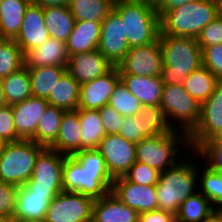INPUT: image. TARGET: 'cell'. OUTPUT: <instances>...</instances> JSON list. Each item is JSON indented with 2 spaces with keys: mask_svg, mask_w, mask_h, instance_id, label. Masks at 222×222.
Listing matches in <instances>:
<instances>
[{
  "mask_svg": "<svg viewBox=\"0 0 222 222\" xmlns=\"http://www.w3.org/2000/svg\"><path fill=\"white\" fill-rule=\"evenodd\" d=\"M63 191L78 192L99 199L111 192L113 178L97 149L66 156L63 163Z\"/></svg>",
  "mask_w": 222,
  "mask_h": 222,
  "instance_id": "cell-1",
  "label": "cell"
},
{
  "mask_svg": "<svg viewBox=\"0 0 222 222\" xmlns=\"http://www.w3.org/2000/svg\"><path fill=\"white\" fill-rule=\"evenodd\" d=\"M163 68L164 85L183 84L193 71L202 66V49L197 38L159 35Z\"/></svg>",
  "mask_w": 222,
  "mask_h": 222,
  "instance_id": "cell-2",
  "label": "cell"
},
{
  "mask_svg": "<svg viewBox=\"0 0 222 222\" xmlns=\"http://www.w3.org/2000/svg\"><path fill=\"white\" fill-rule=\"evenodd\" d=\"M157 13L160 17L159 35L194 38L219 16L217 0H193L170 11Z\"/></svg>",
  "mask_w": 222,
  "mask_h": 222,
  "instance_id": "cell-3",
  "label": "cell"
},
{
  "mask_svg": "<svg viewBox=\"0 0 222 222\" xmlns=\"http://www.w3.org/2000/svg\"><path fill=\"white\" fill-rule=\"evenodd\" d=\"M184 159L160 172L157 192L158 210L177 214L180 205L198 191L199 166L192 159ZM197 188V189H196Z\"/></svg>",
  "mask_w": 222,
  "mask_h": 222,
  "instance_id": "cell-4",
  "label": "cell"
},
{
  "mask_svg": "<svg viewBox=\"0 0 222 222\" xmlns=\"http://www.w3.org/2000/svg\"><path fill=\"white\" fill-rule=\"evenodd\" d=\"M113 9L121 17L130 47L147 45L158 38L160 17L155 6L145 1L115 0Z\"/></svg>",
  "mask_w": 222,
  "mask_h": 222,
  "instance_id": "cell-5",
  "label": "cell"
},
{
  "mask_svg": "<svg viewBox=\"0 0 222 222\" xmlns=\"http://www.w3.org/2000/svg\"><path fill=\"white\" fill-rule=\"evenodd\" d=\"M181 144L184 149L190 147L188 135L178 130L144 138L136 143V161L163 172L178 163L177 161H179L181 155L180 150L182 149Z\"/></svg>",
  "mask_w": 222,
  "mask_h": 222,
  "instance_id": "cell-6",
  "label": "cell"
},
{
  "mask_svg": "<svg viewBox=\"0 0 222 222\" xmlns=\"http://www.w3.org/2000/svg\"><path fill=\"white\" fill-rule=\"evenodd\" d=\"M44 148L32 140L6 143L0 154V180L17 187L26 184Z\"/></svg>",
  "mask_w": 222,
  "mask_h": 222,
  "instance_id": "cell-7",
  "label": "cell"
},
{
  "mask_svg": "<svg viewBox=\"0 0 222 222\" xmlns=\"http://www.w3.org/2000/svg\"><path fill=\"white\" fill-rule=\"evenodd\" d=\"M160 106L172 130L189 135L199 122L201 105L188 94L183 84L163 85Z\"/></svg>",
  "mask_w": 222,
  "mask_h": 222,
  "instance_id": "cell-8",
  "label": "cell"
},
{
  "mask_svg": "<svg viewBox=\"0 0 222 222\" xmlns=\"http://www.w3.org/2000/svg\"><path fill=\"white\" fill-rule=\"evenodd\" d=\"M66 156L45 147L39 153L32 177L26 184L40 194H58L63 191V163Z\"/></svg>",
  "mask_w": 222,
  "mask_h": 222,
  "instance_id": "cell-9",
  "label": "cell"
},
{
  "mask_svg": "<svg viewBox=\"0 0 222 222\" xmlns=\"http://www.w3.org/2000/svg\"><path fill=\"white\" fill-rule=\"evenodd\" d=\"M219 137H222V87L218 84L201 104L199 122L188 135L189 148L197 152L204 144Z\"/></svg>",
  "mask_w": 222,
  "mask_h": 222,
  "instance_id": "cell-10",
  "label": "cell"
},
{
  "mask_svg": "<svg viewBox=\"0 0 222 222\" xmlns=\"http://www.w3.org/2000/svg\"><path fill=\"white\" fill-rule=\"evenodd\" d=\"M95 199L78 192L61 191L49 203L45 222H92Z\"/></svg>",
  "mask_w": 222,
  "mask_h": 222,
  "instance_id": "cell-11",
  "label": "cell"
},
{
  "mask_svg": "<svg viewBox=\"0 0 222 222\" xmlns=\"http://www.w3.org/2000/svg\"><path fill=\"white\" fill-rule=\"evenodd\" d=\"M117 67L119 74H133L144 77L161 76L163 59L159 36L150 44L130 47Z\"/></svg>",
  "mask_w": 222,
  "mask_h": 222,
  "instance_id": "cell-12",
  "label": "cell"
},
{
  "mask_svg": "<svg viewBox=\"0 0 222 222\" xmlns=\"http://www.w3.org/2000/svg\"><path fill=\"white\" fill-rule=\"evenodd\" d=\"M97 150L113 179L124 176L136 162V144L120 134H106Z\"/></svg>",
  "mask_w": 222,
  "mask_h": 222,
  "instance_id": "cell-13",
  "label": "cell"
},
{
  "mask_svg": "<svg viewBox=\"0 0 222 222\" xmlns=\"http://www.w3.org/2000/svg\"><path fill=\"white\" fill-rule=\"evenodd\" d=\"M101 27L98 50L113 66H117L130 48L120 15L113 9L101 22Z\"/></svg>",
  "mask_w": 222,
  "mask_h": 222,
  "instance_id": "cell-14",
  "label": "cell"
},
{
  "mask_svg": "<svg viewBox=\"0 0 222 222\" xmlns=\"http://www.w3.org/2000/svg\"><path fill=\"white\" fill-rule=\"evenodd\" d=\"M111 193L139 214L158 209L155 186L132 183L122 176L113 180Z\"/></svg>",
  "mask_w": 222,
  "mask_h": 222,
  "instance_id": "cell-15",
  "label": "cell"
},
{
  "mask_svg": "<svg viewBox=\"0 0 222 222\" xmlns=\"http://www.w3.org/2000/svg\"><path fill=\"white\" fill-rule=\"evenodd\" d=\"M119 81V69L113 66L104 75L81 84L78 109L98 110L108 104Z\"/></svg>",
  "mask_w": 222,
  "mask_h": 222,
  "instance_id": "cell-16",
  "label": "cell"
},
{
  "mask_svg": "<svg viewBox=\"0 0 222 222\" xmlns=\"http://www.w3.org/2000/svg\"><path fill=\"white\" fill-rule=\"evenodd\" d=\"M113 65L98 49L69 55L67 72L81 85L108 72Z\"/></svg>",
  "mask_w": 222,
  "mask_h": 222,
  "instance_id": "cell-17",
  "label": "cell"
},
{
  "mask_svg": "<svg viewBox=\"0 0 222 222\" xmlns=\"http://www.w3.org/2000/svg\"><path fill=\"white\" fill-rule=\"evenodd\" d=\"M48 105L46 99L34 96L11 105L16 133L20 139L30 140L35 135L39 120Z\"/></svg>",
  "mask_w": 222,
  "mask_h": 222,
  "instance_id": "cell-18",
  "label": "cell"
},
{
  "mask_svg": "<svg viewBox=\"0 0 222 222\" xmlns=\"http://www.w3.org/2000/svg\"><path fill=\"white\" fill-rule=\"evenodd\" d=\"M49 37L44 20L43 8L31 3L26 9L21 29L14 40L24 54L31 48H36L43 44Z\"/></svg>",
  "mask_w": 222,
  "mask_h": 222,
  "instance_id": "cell-19",
  "label": "cell"
},
{
  "mask_svg": "<svg viewBox=\"0 0 222 222\" xmlns=\"http://www.w3.org/2000/svg\"><path fill=\"white\" fill-rule=\"evenodd\" d=\"M56 195L35 193L27 184L18 187L13 219L44 220L49 203Z\"/></svg>",
  "mask_w": 222,
  "mask_h": 222,
  "instance_id": "cell-20",
  "label": "cell"
},
{
  "mask_svg": "<svg viewBox=\"0 0 222 222\" xmlns=\"http://www.w3.org/2000/svg\"><path fill=\"white\" fill-rule=\"evenodd\" d=\"M69 55L64 41L49 37L43 44L24 53V66L32 69L40 66H66Z\"/></svg>",
  "mask_w": 222,
  "mask_h": 222,
  "instance_id": "cell-21",
  "label": "cell"
},
{
  "mask_svg": "<svg viewBox=\"0 0 222 222\" xmlns=\"http://www.w3.org/2000/svg\"><path fill=\"white\" fill-rule=\"evenodd\" d=\"M139 213L121 202L111 192L95 199L92 222H138Z\"/></svg>",
  "mask_w": 222,
  "mask_h": 222,
  "instance_id": "cell-22",
  "label": "cell"
},
{
  "mask_svg": "<svg viewBox=\"0 0 222 222\" xmlns=\"http://www.w3.org/2000/svg\"><path fill=\"white\" fill-rule=\"evenodd\" d=\"M120 80L142 104L160 105L163 82L161 76L144 77L133 74H120Z\"/></svg>",
  "mask_w": 222,
  "mask_h": 222,
  "instance_id": "cell-23",
  "label": "cell"
},
{
  "mask_svg": "<svg viewBox=\"0 0 222 222\" xmlns=\"http://www.w3.org/2000/svg\"><path fill=\"white\" fill-rule=\"evenodd\" d=\"M81 135L82 128L78 111H64L58 138L50 148L56 150L58 153L72 156L76 152L81 151Z\"/></svg>",
  "mask_w": 222,
  "mask_h": 222,
  "instance_id": "cell-24",
  "label": "cell"
},
{
  "mask_svg": "<svg viewBox=\"0 0 222 222\" xmlns=\"http://www.w3.org/2000/svg\"><path fill=\"white\" fill-rule=\"evenodd\" d=\"M101 28V22L75 21L73 31L66 42L68 55L98 49Z\"/></svg>",
  "mask_w": 222,
  "mask_h": 222,
  "instance_id": "cell-25",
  "label": "cell"
},
{
  "mask_svg": "<svg viewBox=\"0 0 222 222\" xmlns=\"http://www.w3.org/2000/svg\"><path fill=\"white\" fill-rule=\"evenodd\" d=\"M31 0H2L0 39H15L21 29L26 9Z\"/></svg>",
  "mask_w": 222,
  "mask_h": 222,
  "instance_id": "cell-26",
  "label": "cell"
},
{
  "mask_svg": "<svg viewBox=\"0 0 222 222\" xmlns=\"http://www.w3.org/2000/svg\"><path fill=\"white\" fill-rule=\"evenodd\" d=\"M80 84L66 71L52 88L49 105L64 111L77 110L79 106Z\"/></svg>",
  "mask_w": 222,
  "mask_h": 222,
  "instance_id": "cell-27",
  "label": "cell"
},
{
  "mask_svg": "<svg viewBox=\"0 0 222 222\" xmlns=\"http://www.w3.org/2000/svg\"><path fill=\"white\" fill-rule=\"evenodd\" d=\"M43 15L49 36L66 43L75 24L69 6L44 7Z\"/></svg>",
  "mask_w": 222,
  "mask_h": 222,
  "instance_id": "cell-28",
  "label": "cell"
},
{
  "mask_svg": "<svg viewBox=\"0 0 222 222\" xmlns=\"http://www.w3.org/2000/svg\"><path fill=\"white\" fill-rule=\"evenodd\" d=\"M66 71V66H40L28 69L32 96L47 99L52 88Z\"/></svg>",
  "mask_w": 222,
  "mask_h": 222,
  "instance_id": "cell-29",
  "label": "cell"
},
{
  "mask_svg": "<svg viewBox=\"0 0 222 222\" xmlns=\"http://www.w3.org/2000/svg\"><path fill=\"white\" fill-rule=\"evenodd\" d=\"M82 128L81 150L97 149L106 135L98 110L77 109Z\"/></svg>",
  "mask_w": 222,
  "mask_h": 222,
  "instance_id": "cell-30",
  "label": "cell"
},
{
  "mask_svg": "<svg viewBox=\"0 0 222 222\" xmlns=\"http://www.w3.org/2000/svg\"><path fill=\"white\" fill-rule=\"evenodd\" d=\"M64 110L48 105L39 120L35 135L30 139L36 144L50 148L58 138Z\"/></svg>",
  "mask_w": 222,
  "mask_h": 222,
  "instance_id": "cell-31",
  "label": "cell"
},
{
  "mask_svg": "<svg viewBox=\"0 0 222 222\" xmlns=\"http://www.w3.org/2000/svg\"><path fill=\"white\" fill-rule=\"evenodd\" d=\"M218 84L219 80L204 66H201L196 71H193L183 81L185 90L200 105L209 98Z\"/></svg>",
  "mask_w": 222,
  "mask_h": 222,
  "instance_id": "cell-32",
  "label": "cell"
},
{
  "mask_svg": "<svg viewBox=\"0 0 222 222\" xmlns=\"http://www.w3.org/2000/svg\"><path fill=\"white\" fill-rule=\"evenodd\" d=\"M216 212L211 202L197 191L180 205L175 217L176 222H203Z\"/></svg>",
  "mask_w": 222,
  "mask_h": 222,
  "instance_id": "cell-33",
  "label": "cell"
},
{
  "mask_svg": "<svg viewBox=\"0 0 222 222\" xmlns=\"http://www.w3.org/2000/svg\"><path fill=\"white\" fill-rule=\"evenodd\" d=\"M115 0H70L69 8L75 21L102 22L113 10Z\"/></svg>",
  "mask_w": 222,
  "mask_h": 222,
  "instance_id": "cell-34",
  "label": "cell"
},
{
  "mask_svg": "<svg viewBox=\"0 0 222 222\" xmlns=\"http://www.w3.org/2000/svg\"><path fill=\"white\" fill-rule=\"evenodd\" d=\"M7 105L22 102L32 96L28 69L23 66L2 78Z\"/></svg>",
  "mask_w": 222,
  "mask_h": 222,
  "instance_id": "cell-35",
  "label": "cell"
},
{
  "mask_svg": "<svg viewBox=\"0 0 222 222\" xmlns=\"http://www.w3.org/2000/svg\"><path fill=\"white\" fill-rule=\"evenodd\" d=\"M198 175L199 192L202 193L213 205L216 211L222 210V172L211 169L208 165L202 167ZM202 173V174H201ZM201 178V179H200ZM202 189V190H201Z\"/></svg>",
  "mask_w": 222,
  "mask_h": 222,
  "instance_id": "cell-36",
  "label": "cell"
},
{
  "mask_svg": "<svg viewBox=\"0 0 222 222\" xmlns=\"http://www.w3.org/2000/svg\"><path fill=\"white\" fill-rule=\"evenodd\" d=\"M136 115L142 119L145 138L163 135L172 130L160 105H144Z\"/></svg>",
  "mask_w": 222,
  "mask_h": 222,
  "instance_id": "cell-37",
  "label": "cell"
},
{
  "mask_svg": "<svg viewBox=\"0 0 222 222\" xmlns=\"http://www.w3.org/2000/svg\"><path fill=\"white\" fill-rule=\"evenodd\" d=\"M24 66V54L14 39H0V78Z\"/></svg>",
  "mask_w": 222,
  "mask_h": 222,
  "instance_id": "cell-38",
  "label": "cell"
},
{
  "mask_svg": "<svg viewBox=\"0 0 222 222\" xmlns=\"http://www.w3.org/2000/svg\"><path fill=\"white\" fill-rule=\"evenodd\" d=\"M108 105L122 116H135L141 109L140 101L127 89L120 80L110 96Z\"/></svg>",
  "mask_w": 222,
  "mask_h": 222,
  "instance_id": "cell-39",
  "label": "cell"
},
{
  "mask_svg": "<svg viewBox=\"0 0 222 222\" xmlns=\"http://www.w3.org/2000/svg\"><path fill=\"white\" fill-rule=\"evenodd\" d=\"M124 177L132 183L155 186L159 181L160 172L147 164L136 161Z\"/></svg>",
  "mask_w": 222,
  "mask_h": 222,
  "instance_id": "cell-40",
  "label": "cell"
},
{
  "mask_svg": "<svg viewBox=\"0 0 222 222\" xmlns=\"http://www.w3.org/2000/svg\"><path fill=\"white\" fill-rule=\"evenodd\" d=\"M194 153V156L205 158L206 165L211 169L222 172V137L209 141Z\"/></svg>",
  "mask_w": 222,
  "mask_h": 222,
  "instance_id": "cell-41",
  "label": "cell"
},
{
  "mask_svg": "<svg viewBox=\"0 0 222 222\" xmlns=\"http://www.w3.org/2000/svg\"><path fill=\"white\" fill-rule=\"evenodd\" d=\"M197 42L203 50L217 44H222V17L217 16L212 22L204 27L197 37Z\"/></svg>",
  "mask_w": 222,
  "mask_h": 222,
  "instance_id": "cell-42",
  "label": "cell"
},
{
  "mask_svg": "<svg viewBox=\"0 0 222 222\" xmlns=\"http://www.w3.org/2000/svg\"><path fill=\"white\" fill-rule=\"evenodd\" d=\"M0 138L5 143L17 142L21 140L16 133L11 105L0 107Z\"/></svg>",
  "mask_w": 222,
  "mask_h": 222,
  "instance_id": "cell-43",
  "label": "cell"
},
{
  "mask_svg": "<svg viewBox=\"0 0 222 222\" xmlns=\"http://www.w3.org/2000/svg\"><path fill=\"white\" fill-rule=\"evenodd\" d=\"M202 66L211 71L218 80L222 79V44L202 50Z\"/></svg>",
  "mask_w": 222,
  "mask_h": 222,
  "instance_id": "cell-44",
  "label": "cell"
},
{
  "mask_svg": "<svg viewBox=\"0 0 222 222\" xmlns=\"http://www.w3.org/2000/svg\"><path fill=\"white\" fill-rule=\"evenodd\" d=\"M119 134L127 141L139 143L145 137L143 136L142 119L135 116H125L120 127Z\"/></svg>",
  "mask_w": 222,
  "mask_h": 222,
  "instance_id": "cell-45",
  "label": "cell"
},
{
  "mask_svg": "<svg viewBox=\"0 0 222 222\" xmlns=\"http://www.w3.org/2000/svg\"><path fill=\"white\" fill-rule=\"evenodd\" d=\"M18 187L0 180V216L13 217Z\"/></svg>",
  "mask_w": 222,
  "mask_h": 222,
  "instance_id": "cell-46",
  "label": "cell"
},
{
  "mask_svg": "<svg viewBox=\"0 0 222 222\" xmlns=\"http://www.w3.org/2000/svg\"><path fill=\"white\" fill-rule=\"evenodd\" d=\"M103 128L106 134H119L121 123L124 119L113 107L106 104L98 109Z\"/></svg>",
  "mask_w": 222,
  "mask_h": 222,
  "instance_id": "cell-47",
  "label": "cell"
},
{
  "mask_svg": "<svg viewBox=\"0 0 222 222\" xmlns=\"http://www.w3.org/2000/svg\"><path fill=\"white\" fill-rule=\"evenodd\" d=\"M139 222H176V217L170 212L157 209L139 214Z\"/></svg>",
  "mask_w": 222,
  "mask_h": 222,
  "instance_id": "cell-48",
  "label": "cell"
},
{
  "mask_svg": "<svg viewBox=\"0 0 222 222\" xmlns=\"http://www.w3.org/2000/svg\"><path fill=\"white\" fill-rule=\"evenodd\" d=\"M193 0H162L156 7L157 11H170L184 4H187Z\"/></svg>",
  "mask_w": 222,
  "mask_h": 222,
  "instance_id": "cell-49",
  "label": "cell"
},
{
  "mask_svg": "<svg viewBox=\"0 0 222 222\" xmlns=\"http://www.w3.org/2000/svg\"><path fill=\"white\" fill-rule=\"evenodd\" d=\"M33 4L44 7L66 6L70 0H31Z\"/></svg>",
  "mask_w": 222,
  "mask_h": 222,
  "instance_id": "cell-50",
  "label": "cell"
},
{
  "mask_svg": "<svg viewBox=\"0 0 222 222\" xmlns=\"http://www.w3.org/2000/svg\"><path fill=\"white\" fill-rule=\"evenodd\" d=\"M7 105L2 78H0V107Z\"/></svg>",
  "mask_w": 222,
  "mask_h": 222,
  "instance_id": "cell-51",
  "label": "cell"
},
{
  "mask_svg": "<svg viewBox=\"0 0 222 222\" xmlns=\"http://www.w3.org/2000/svg\"><path fill=\"white\" fill-rule=\"evenodd\" d=\"M203 222H222V215L217 211L210 218H208Z\"/></svg>",
  "mask_w": 222,
  "mask_h": 222,
  "instance_id": "cell-52",
  "label": "cell"
},
{
  "mask_svg": "<svg viewBox=\"0 0 222 222\" xmlns=\"http://www.w3.org/2000/svg\"><path fill=\"white\" fill-rule=\"evenodd\" d=\"M143 1L157 7L161 3L162 0H143Z\"/></svg>",
  "mask_w": 222,
  "mask_h": 222,
  "instance_id": "cell-53",
  "label": "cell"
},
{
  "mask_svg": "<svg viewBox=\"0 0 222 222\" xmlns=\"http://www.w3.org/2000/svg\"><path fill=\"white\" fill-rule=\"evenodd\" d=\"M0 222H15L13 217L0 216Z\"/></svg>",
  "mask_w": 222,
  "mask_h": 222,
  "instance_id": "cell-54",
  "label": "cell"
},
{
  "mask_svg": "<svg viewBox=\"0 0 222 222\" xmlns=\"http://www.w3.org/2000/svg\"><path fill=\"white\" fill-rule=\"evenodd\" d=\"M219 16L222 17V0H217Z\"/></svg>",
  "mask_w": 222,
  "mask_h": 222,
  "instance_id": "cell-55",
  "label": "cell"
},
{
  "mask_svg": "<svg viewBox=\"0 0 222 222\" xmlns=\"http://www.w3.org/2000/svg\"><path fill=\"white\" fill-rule=\"evenodd\" d=\"M15 222H45V220H37V221H30V220H15Z\"/></svg>",
  "mask_w": 222,
  "mask_h": 222,
  "instance_id": "cell-56",
  "label": "cell"
},
{
  "mask_svg": "<svg viewBox=\"0 0 222 222\" xmlns=\"http://www.w3.org/2000/svg\"><path fill=\"white\" fill-rule=\"evenodd\" d=\"M6 143L0 138V154L2 153L3 147Z\"/></svg>",
  "mask_w": 222,
  "mask_h": 222,
  "instance_id": "cell-57",
  "label": "cell"
},
{
  "mask_svg": "<svg viewBox=\"0 0 222 222\" xmlns=\"http://www.w3.org/2000/svg\"><path fill=\"white\" fill-rule=\"evenodd\" d=\"M1 4H2V0H0V16H1Z\"/></svg>",
  "mask_w": 222,
  "mask_h": 222,
  "instance_id": "cell-58",
  "label": "cell"
},
{
  "mask_svg": "<svg viewBox=\"0 0 222 222\" xmlns=\"http://www.w3.org/2000/svg\"><path fill=\"white\" fill-rule=\"evenodd\" d=\"M219 85L222 87V79L219 80Z\"/></svg>",
  "mask_w": 222,
  "mask_h": 222,
  "instance_id": "cell-59",
  "label": "cell"
}]
</instances>
